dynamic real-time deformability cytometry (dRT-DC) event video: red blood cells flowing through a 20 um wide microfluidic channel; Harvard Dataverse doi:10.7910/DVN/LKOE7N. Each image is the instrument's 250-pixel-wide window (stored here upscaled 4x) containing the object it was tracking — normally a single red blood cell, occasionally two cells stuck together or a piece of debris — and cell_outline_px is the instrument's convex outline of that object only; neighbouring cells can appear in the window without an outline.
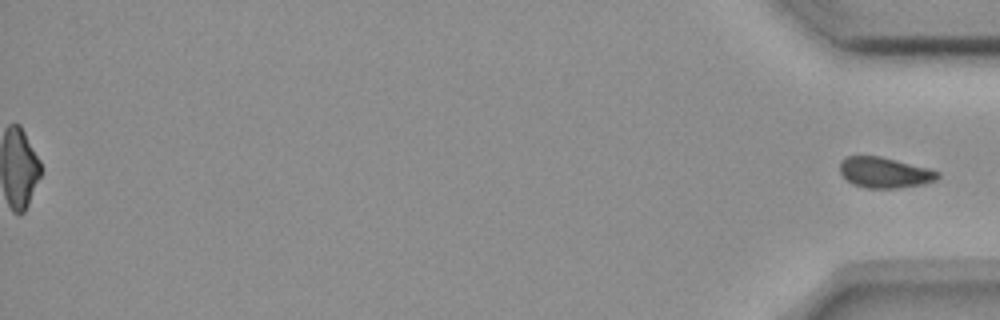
{"species": "common noctule bat (a hibernating species)", "species_latin": "Nyctalus noctula", "temperature_condition": "room temperature", "stored_images_in_passage": 56, "segment_of_instrument_passage": [2, 2], "camera_frame_rate_fps": 3000, "um_per_image_px": 0.085, "animal": {"sex": "female", "body_mass_g": 18.4}, "frame": {"image": 1, "passage_image": 56, "time_ms": 18.333, "image_size_px": [1000, 320], "cell_outline_px": [[940, 176], [936, 180], [924, 184], [896, 188], [868, 188], [852, 184], [840, 172], [840, 160], [848, 156], [880, 156], [928, 168], [940, 172]], "centroid_in_image_um": [75.2, 14.67], "position_along_channel_um": 360.0, "area_um2": 17.4}}